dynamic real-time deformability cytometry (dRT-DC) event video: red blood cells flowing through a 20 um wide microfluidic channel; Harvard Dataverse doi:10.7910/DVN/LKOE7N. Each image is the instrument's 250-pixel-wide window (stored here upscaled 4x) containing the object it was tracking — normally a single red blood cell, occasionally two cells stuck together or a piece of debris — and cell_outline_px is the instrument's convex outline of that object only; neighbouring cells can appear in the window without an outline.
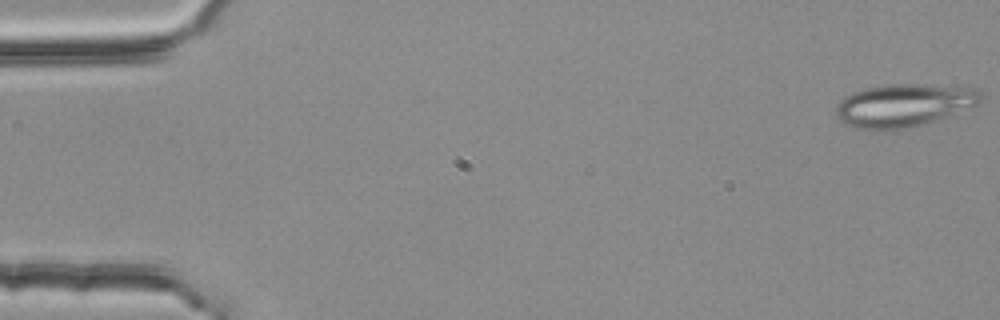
{"species": "common noctule bat (a hibernating species)", "species_latin": "Nyctalus noctula", "temperature_condition": "room temperature", "stored_images_in_passage": 54, "segment_of_instrument_passage": [1, 2], "camera_frame_rate_fps": 3000, "um_per_image_px": 0.085, "animal": {"sex": "female", "body_mass_g": 25.1}, "frame": {"image": 1, "passage_image": 1, "time_ms": 0.0, "image_size_px": [1000, 320], "cell_outline_px": [[980, 104], [920, 124], [900, 128], [876, 132], [856, 128], [840, 120], [836, 116], [836, 104], [844, 96], [852, 92], [864, 88], [884, 84], [928, 84], [972, 88], [980, 92]], "centroid_in_image_um": [76.73, 8.94], "position_along_channel_um": 8.3, "area_um2": 36.01}}